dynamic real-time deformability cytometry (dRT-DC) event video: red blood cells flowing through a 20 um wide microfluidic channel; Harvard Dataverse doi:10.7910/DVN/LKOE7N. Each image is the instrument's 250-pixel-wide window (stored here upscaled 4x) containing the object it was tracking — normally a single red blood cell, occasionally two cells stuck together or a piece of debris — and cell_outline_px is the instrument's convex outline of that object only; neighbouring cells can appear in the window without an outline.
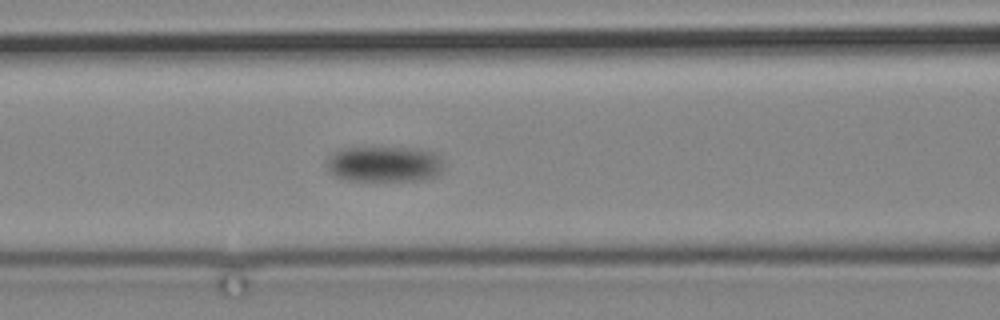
{"species": "common noctule bat (a hibernating species)", "species_latin": "Nyctalus noctula", "temperature_condition": "cold", "stored_images_in_passage": 14, "camera_frame_rate_fps": 3000, "um_per_image_px": 0.085, "animal": {"sex": "male", "body_mass_g": 19.2, "forearm_length_mm": 51.8}, "frame": {"image": 1, "passage_image": 14, "time_ms": 17.333, "image_size_px": [1000, 320], "cell_outline_px": [[440, 172], [436, 176], [424, 180], [348, 180], [336, 176], [328, 172], [324, 164], [328, 156], [332, 152], [340, 148], [408, 148], [432, 152], [440, 160]], "centroid_in_image_um": [32.54, 13.95], "position_along_channel_um": 134.1, "area_um2": 24.16}}